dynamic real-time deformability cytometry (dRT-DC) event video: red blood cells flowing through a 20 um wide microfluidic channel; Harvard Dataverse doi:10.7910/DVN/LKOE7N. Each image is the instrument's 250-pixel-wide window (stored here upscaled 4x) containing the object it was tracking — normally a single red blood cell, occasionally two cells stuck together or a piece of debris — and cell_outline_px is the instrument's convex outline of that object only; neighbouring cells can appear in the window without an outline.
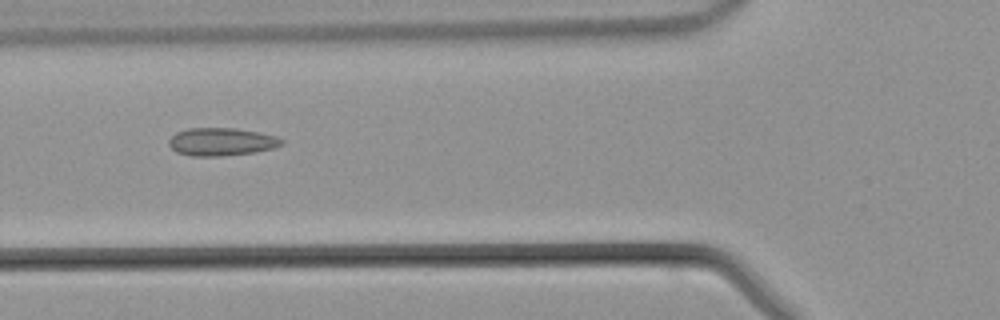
{"species": "common noctule bat (a hibernating species)", "species_latin": "Nyctalus noctula", "temperature_condition": "warm", "stored_images_in_passage": 43, "camera_frame_rate_fps": 3000, "um_per_image_px": 0.085, "animal": {"sex": "male", "body_mass_g": 21.5, "forearm_length_mm": 52.0}, "frame": {"image": 1, "passage_image": 15, "time_ms": 4.667, "image_size_px": [1000, 320], "cell_outline_px": [[284, 144], [272, 148], [256, 152], [224, 156], [192, 156], [176, 152], [168, 144], [168, 140], [176, 132], [188, 128], [236, 128], [260, 132], [276, 136], [284, 140]], "centroid_in_image_um": [18.83, 12.05], "position_along_channel_um": 107.0, "area_um2": 18.5}}
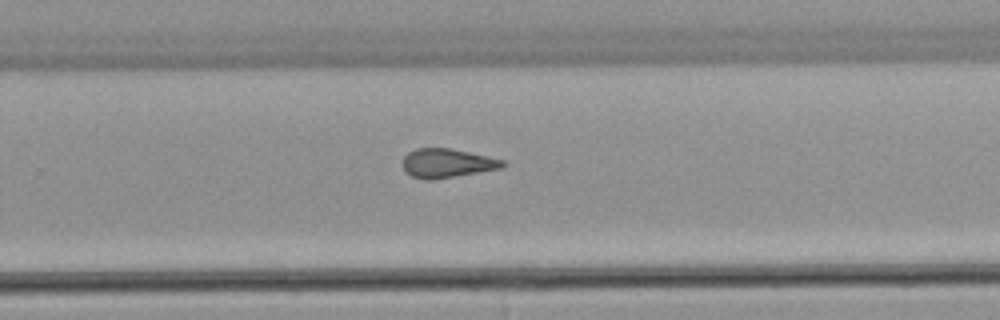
{"frame": {"image": 2, "passage_image": 27, "time_ms": 8.667, "image_size_px": [1000, 320], "cell_outline_px": [[508, 164], [504, 168], [432, 180], [424, 180], [412, 176], [404, 172], [400, 164], [404, 156], [408, 152], [416, 148], [452, 148], [488, 156], [504, 160]], "centroid_in_image_um": [37.99, 13.87], "position_along_channel_um": 291.8, "area_um2": 17.34}}
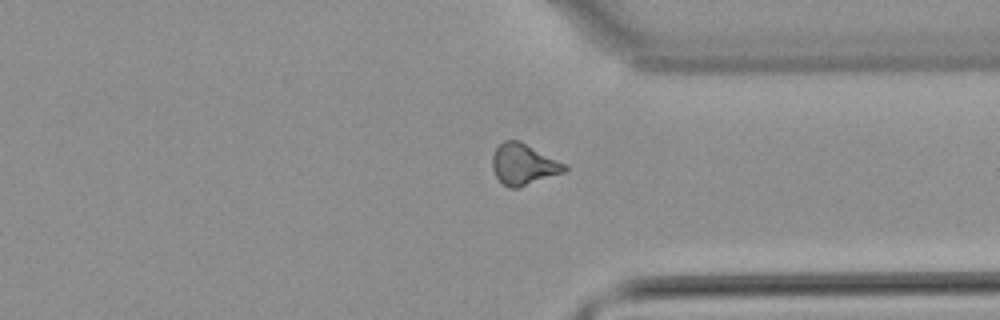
{"frame": {"image": 3, "passage_image": 32, "time_ms": 10.333, "image_size_px": [1000, 320], "cell_outline_px": [[568, 168], [564, 172], [516, 188], [508, 188], [496, 176], [492, 168], [492, 156], [496, 148], [504, 140], [520, 140], [568, 164]], "centroid_in_image_um": [44.52, 13.94], "position_along_channel_um": 366.9, "area_um2": 17.34}}